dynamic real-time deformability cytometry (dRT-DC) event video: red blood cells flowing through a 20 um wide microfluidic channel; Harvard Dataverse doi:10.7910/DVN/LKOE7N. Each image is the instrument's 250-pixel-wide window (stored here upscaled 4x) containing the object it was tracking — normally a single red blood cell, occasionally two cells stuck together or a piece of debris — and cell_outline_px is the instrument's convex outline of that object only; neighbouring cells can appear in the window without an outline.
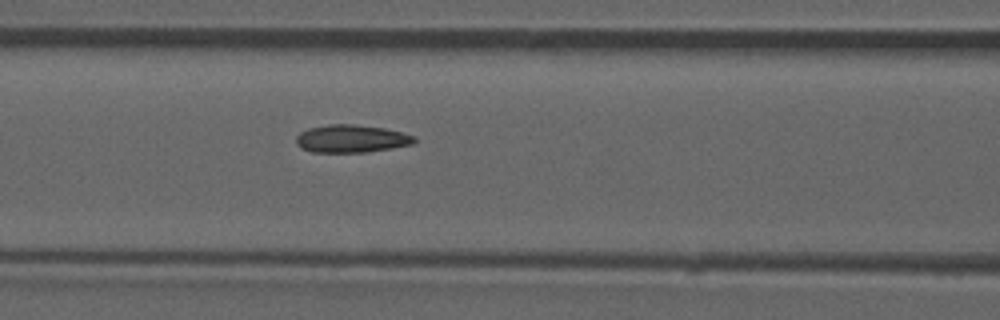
{"species": "common noctule bat (a hibernating species)", "species_latin": "Nyctalus noctula", "temperature_condition": "room temperature", "stored_images_in_passage": 50, "camera_frame_rate_fps": 3000, "um_per_image_px": 0.085, "animal": {"sex": "male", "forearm_length_mm": 52.5}, "frame": {"image": 1, "passage_image": 22, "time_ms": 7.0, "image_size_px": [1000, 320], "cell_outline_px": [[416, 140], [412, 144], [392, 148], [364, 152], [312, 152], [300, 148], [296, 144], [296, 136], [300, 132], [308, 128], [328, 124], [356, 124], [384, 128], [404, 132], [416, 136]], "centroid_in_image_um": [29.86, 11.78], "position_along_channel_um": 136.7, "area_um2": 19.31}, "authors_computed_cell_mechanics": {"area_um2": 18.7272, "velocity_mm_per_s": 3.8476, "shape_relaxation_time_tau1_ms": null, "shape_relaxation_time_tau2_ms": 2.3905, "deformation_change_tau1": null, "deformation_change_tau2": 0.0758}}